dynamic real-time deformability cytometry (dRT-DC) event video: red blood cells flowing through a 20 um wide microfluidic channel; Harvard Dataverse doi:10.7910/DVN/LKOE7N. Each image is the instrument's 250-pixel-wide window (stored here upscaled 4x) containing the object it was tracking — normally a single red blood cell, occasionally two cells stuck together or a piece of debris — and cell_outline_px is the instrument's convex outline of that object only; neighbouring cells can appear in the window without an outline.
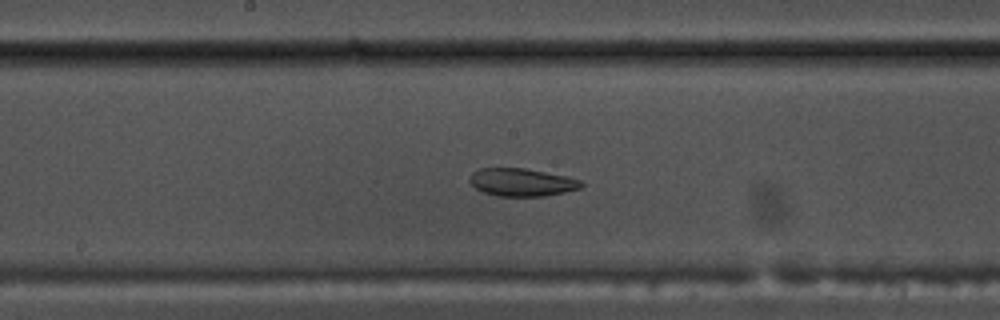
{"species": "common noctule bat (a hibernating species)", "species_latin": "Nyctalus noctula", "temperature_condition": "warm", "stored_images_in_passage": 55, "camera_frame_rate_fps": 3000, "um_per_image_px": 0.085, "animal": {"sex": "male", "body_mass_g": 17.5, "forearm_length_mm": 52.3}, "frame": {"image": 1, "passage_image": 29, "time_ms": 9.333, "image_size_px": [1000, 320], "cell_outline_px": [[584, 184], [580, 188], [564, 192], [544, 196], [496, 196], [484, 192], [476, 188], [468, 180], [472, 172], [480, 168], [524, 168], [568, 176], [580, 180]], "centroid_in_image_um": [44.34, 15.49], "position_along_channel_um": 203.9, "area_um2": 18.09}}
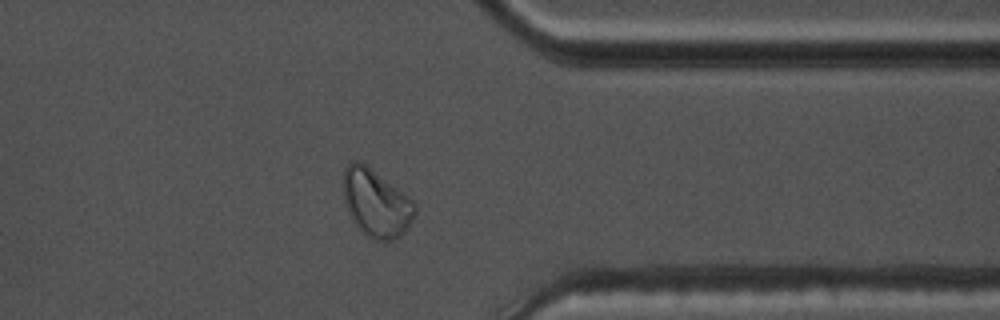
{"frame": {"image": 2, "passage_image": 44, "time_ms": 14.333, "image_size_px": [1000, 320], "cell_outline_px": [[416, 212], [408, 228], [400, 236], [392, 240], [372, 240], [352, 220], [348, 212], [344, 200], [344, 168], [352, 160], [360, 160], [408, 196], [416, 204]], "centroid_in_image_um": [31.97, 17.26], "position_along_channel_um": 379.4, "area_um2": 27.98}}
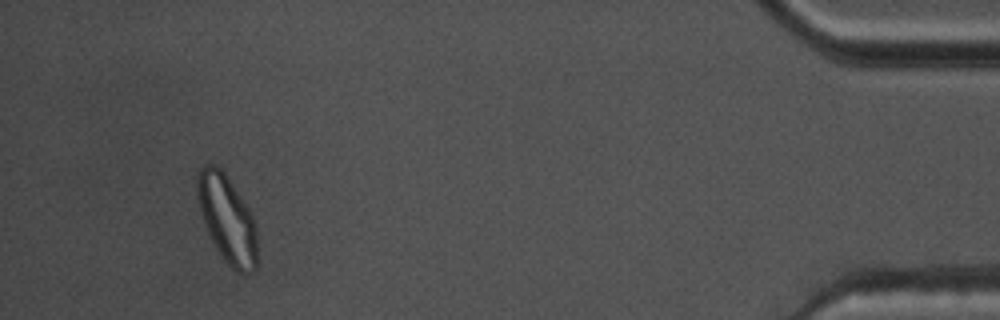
{"frame": {"image": 3, "passage_image": 52, "time_ms": 17.0, "image_size_px": [1000, 320], "cell_outline_px": [[256, 268], [252, 272], [244, 276], [236, 272], [228, 264], [216, 248], [208, 232], [200, 208], [196, 192], [196, 176], [200, 168], [208, 164], [216, 164], [224, 172], [244, 200], [256, 224]], "centroid_in_image_um": [19.31, 18.61], "position_along_channel_um": 415.9, "area_um2": 30.52}, "authors_computed_cell_mechanics": {"area_um2": 23.12, "velocity_mm_per_s": 3.6552, "shape_relaxation_time_tau1_ms": null, "shape_relaxation_time_tau2_ms": 2.382, "deformation_change_tau1": null, "deformation_change_tau2": 0.0743}}